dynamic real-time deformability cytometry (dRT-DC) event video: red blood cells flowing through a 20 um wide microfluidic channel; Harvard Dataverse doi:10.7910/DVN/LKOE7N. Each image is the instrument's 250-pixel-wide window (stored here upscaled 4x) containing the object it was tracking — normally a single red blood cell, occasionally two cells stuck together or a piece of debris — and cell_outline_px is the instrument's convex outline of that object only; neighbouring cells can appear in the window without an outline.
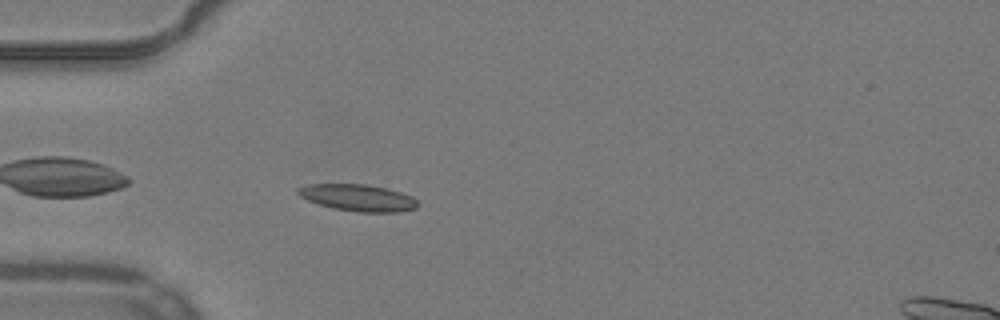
{"species": "common noctule bat (a hibernating species)", "species_latin": "Nyctalus noctula", "temperature_condition": "warm", "stored_images_in_passage": 34, "camera_frame_rate_fps": 3000, "um_per_image_px": 0.085, "animal": {"sex": "male", "body_mass_g": 19.2, "forearm_length_mm": 51.8}, "frame": {"image": 1, "passage_image": 3, "time_ms": 0.667, "image_size_px": [1000, 320], "cell_outline_px": [[420, 204], [416, 208], [400, 212], [356, 212], [332, 208], [308, 200], [300, 196], [296, 192], [296, 188], [308, 184], [364, 184], [388, 188], [412, 196]], "centroid_in_image_um": [30.44, 16.81], "position_along_channel_um": 54.6, "area_um2": 18.79}}
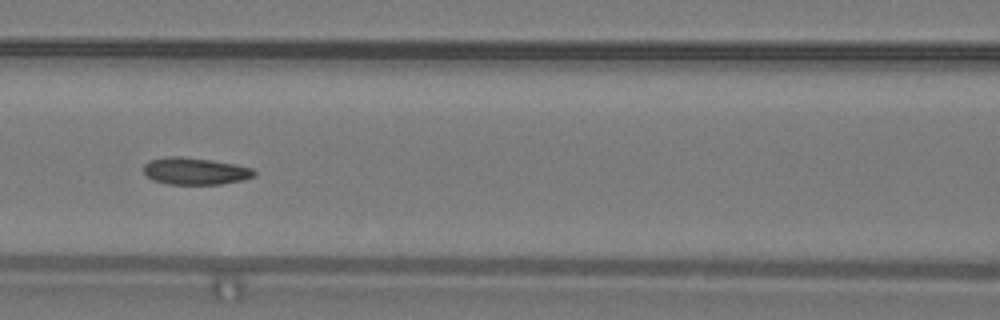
{"frame": {"image": 2, "passage_image": 11, "time_ms": 3.333, "image_size_px": [1000, 320], "cell_outline_px": [[256, 176], [244, 180], [220, 184], [168, 184], [152, 180], [144, 172], [144, 164], [148, 160], [168, 156], [180, 156], [212, 160], [236, 164], [252, 168], [256, 172]], "centroid_in_image_um": [16.6, 14.54], "position_along_channel_um": 150.0, "area_um2": 17.57}}
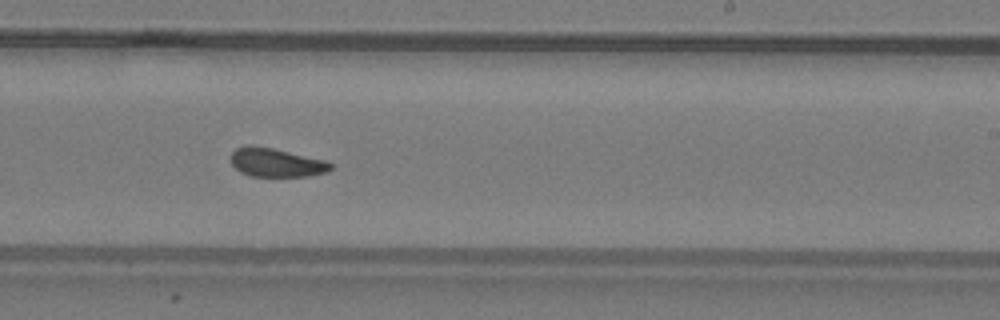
{"frame": {"image": 3, "passage_image": 20, "time_ms": 6.333, "image_size_px": [1000, 320], "cell_outline_px": [[332, 168], [324, 172], [308, 176], [252, 176], [240, 172], [228, 160], [228, 156], [236, 148], [248, 144], [252, 144], [272, 148], [328, 160], [332, 164]], "centroid_in_image_um": [23.43, 13.79], "position_along_channel_um": 265.6, "area_um2": 16.94}, "authors_computed_cell_mechanics": {"area_um2": 17.2822, "velocity_mm_per_s": 3.8581, "shape_relaxation_time_tau1_ms": 4.4111, "shape_relaxation_time_tau2_ms": 1.8988, "deformation_change_tau1": 0.1266, "deformation_change_tau2": 0.085}}